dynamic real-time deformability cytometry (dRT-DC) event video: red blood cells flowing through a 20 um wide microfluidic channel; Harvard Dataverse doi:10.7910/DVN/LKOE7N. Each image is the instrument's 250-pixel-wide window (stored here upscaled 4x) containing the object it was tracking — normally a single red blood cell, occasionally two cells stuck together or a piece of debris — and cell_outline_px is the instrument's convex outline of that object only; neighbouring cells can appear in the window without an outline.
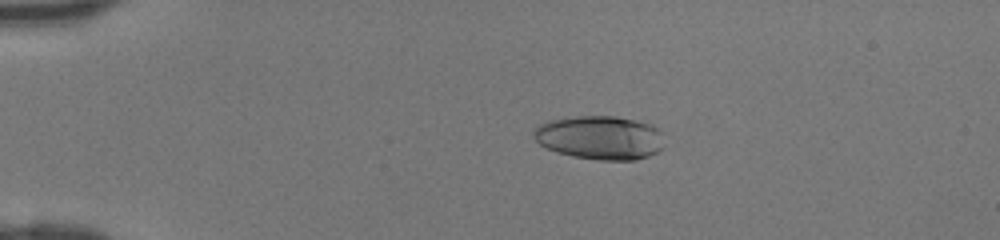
{"species": "human", "species_latin": "Homo sapiens", "temperature_condition": "room temperature", "stored_images_in_passage": 47, "camera_frame_rate_fps": 3000, "um_per_image_px": 0.085, "donor": {"sex": "female"}, "frame": {"image": 1, "passage_image": 11, "time_ms": 3.333, "image_size_px": [1000, 240], "cell_outline_px": [[664, 148], [648, 156], [636, 160], [596, 160], [572, 156], [556, 152], [544, 148], [532, 136], [532, 132], [540, 124], [548, 120], [580, 116], [616, 116], [652, 124], [660, 128], [664, 132]], "centroid_in_image_um": [51.03, 11.7], "position_along_channel_um": 34.0, "area_um2": 33.87}}
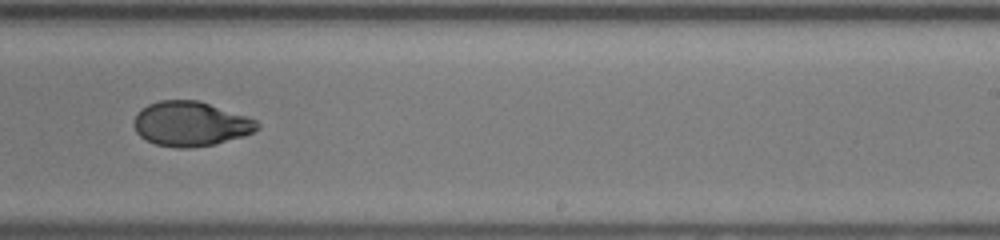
{"frame": {"image": 2, "passage_image": 31, "time_ms": 10.0, "image_size_px": [1000, 240], "cell_outline_px": [[260, 128], [244, 136], [216, 144], [188, 148], [176, 148], [156, 144], [140, 136], [136, 132], [132, 124], [132, 120], [136, 112], [140, 108], [148, 104], [160, 100], [196, 100], [248, 116], [256, 120], [260, 124]], "centroid_in_image_um": [16.18, 10.52], "position_along_channel_um": 272.8, "area_um2": 32.37}}
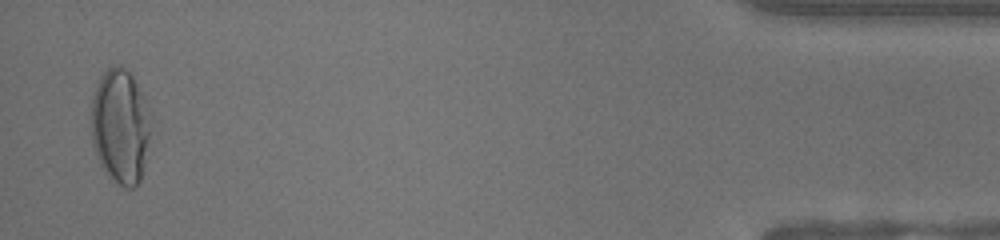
{"frame": {"image": 3, "passage_image": 46, "time_ms": 15.0, "image_size_px": [1000, 240], "cell_outline_px": [[148, 136], [144, 164], [140, 180], [132, 188], [124, 188], [100, 164], [92, 144], [92, 96], [96, 84], [100, 76], [112, 64], [120, 64], [132, 76], [144, 96], [148, 104]], "centroid_in_image_um": [10.2, 10.66], "position_along_channel_um": 425.0, "area_um2": 39.13}}